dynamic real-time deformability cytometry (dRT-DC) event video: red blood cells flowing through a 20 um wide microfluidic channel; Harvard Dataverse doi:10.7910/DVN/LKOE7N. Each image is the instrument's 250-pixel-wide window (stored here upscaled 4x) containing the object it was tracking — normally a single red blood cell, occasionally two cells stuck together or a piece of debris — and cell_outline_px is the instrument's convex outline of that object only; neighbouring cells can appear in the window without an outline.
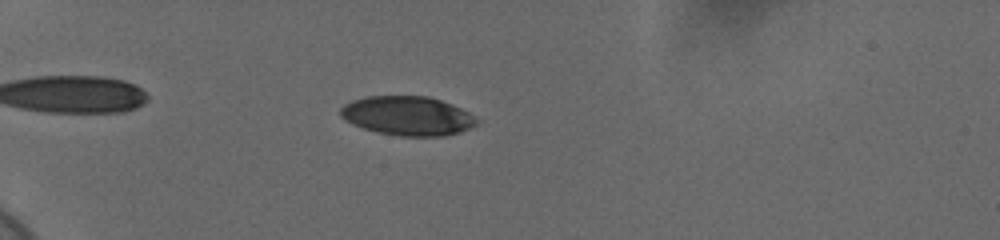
{"species": "human", "species_latin": "Homo sapiens", "temperature_condition": "cold", "stored_images_in_passage": 49, "camera_frame_rate_fps": 3000, "um_per_image_px": 0.085, "donor": {"sex": "female"}, "frame": {"image": 1, "passage_image": 15, "time_ms": 4.667, "image_size_px": [1000, 240], "cell_outline_px": [[480, 120], [476, 124], [460, 132], [444, 136], [400, 136], [380, 132], [364, 128], [352, 124], [344, 120], [340, 116], [340, 108], [344, 104], [352, 100], [364, 96], [428, 96], [452, 104], [468, 112]], "centroid_in_image_um": [34.62, 9.84], "position_along_channel_um": 50.4, "area_um2": 31.1}}
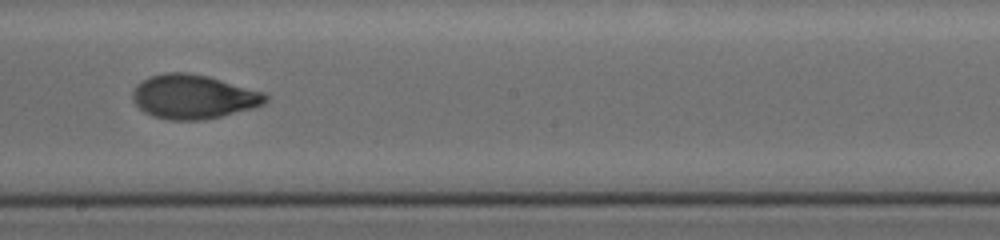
{"frame": {"image": 2, "passage_image": 28, "time_ms": 9.0, "image_size_px": [1000, 240], "cell_outline_px": [[268, 100], [264, 104], [252, 108], [220, 116], [200, 120], [168, 120], [152, 116], [144, 112], [132, 100], [132, 92], [136, 84], [148, 76], [164, 72], [188, 72], [208, 76], [264, 92], [268, 96]], "centroid_in_image_um": [16.4, 8.21], "position_along_channel_um": 231.8, "area_um2": 34.33}}
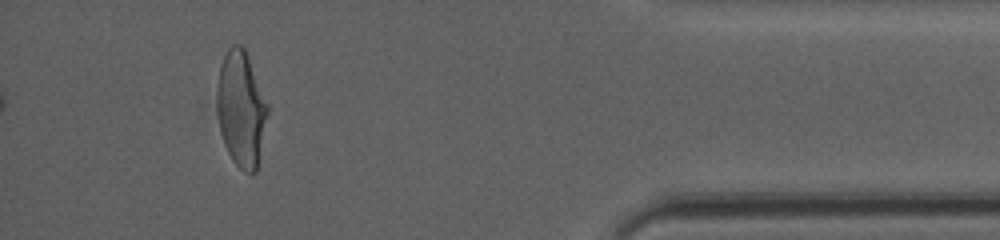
{"frame": {"image": 3, "passage_image": 45, "time_ms": 14.667, "image_size_px": [1000, 240], "cell_outline_px": [[268, 112], [256, 172], [244, 172], [232, 160], [224, 144], [220, 132], [216, 108], [216, 100], [220, 68], [224, 56], [228, 48], [232, 44], [240, 44], [244, 48], [248, 56], [268, 104]], "centroid_in_image_um": [20.48, 9.25], "position_along_channel_um": 414.7, "area_um2": 33.87}, "authors_computed_cell_mechanics": {"area_um2": 33.2928, "velocity_mm_per_s": 3.7095, "shape_relaxation_time_tau1_ms": 1.9253, "shape_relaxation_time_tau2_ms": 0.6083, "deformation_change_tau1": 0.1438, "deformation_change_tau2": 0.0555}}